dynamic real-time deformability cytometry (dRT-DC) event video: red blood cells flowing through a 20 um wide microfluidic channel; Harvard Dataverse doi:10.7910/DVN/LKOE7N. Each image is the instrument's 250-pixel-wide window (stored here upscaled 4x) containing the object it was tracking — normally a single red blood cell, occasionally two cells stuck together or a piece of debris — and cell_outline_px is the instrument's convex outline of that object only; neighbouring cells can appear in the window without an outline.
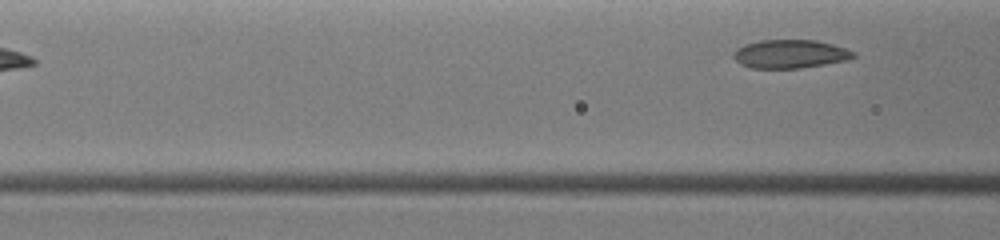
{"species": "common noctule bat (a hibernating species)", "species_latin": "Nyctalus noctula", "temperature_condition": "warm", "stored_images_in_passage": 5, "segment_of_instrument_passage": [2, 2], "camera_frame_rate_fps": 3000, "um_per_image_px": 0.085, "animal": {"sex": "female", "body_mass_g": 19.0, "forearm_length_mm": 51.5}, "frame": {"image": 1, "passage_image": 5, "time_ms": 2.667, "image_size_px": [1000, 240], "cell_outline_px": [[856, 56], [848, 60], [800, 68], [748, 68], [740, 64], [732, 56], [732, 52], [736, 48], [744, 44], [760, 40], [816, 40], [832, 44], [844, 48], [852, 52]], "centroid_in_image_um": [67.09, 4.59], "position_along_channel_um": 99.5, "area_um2": 19.94}}